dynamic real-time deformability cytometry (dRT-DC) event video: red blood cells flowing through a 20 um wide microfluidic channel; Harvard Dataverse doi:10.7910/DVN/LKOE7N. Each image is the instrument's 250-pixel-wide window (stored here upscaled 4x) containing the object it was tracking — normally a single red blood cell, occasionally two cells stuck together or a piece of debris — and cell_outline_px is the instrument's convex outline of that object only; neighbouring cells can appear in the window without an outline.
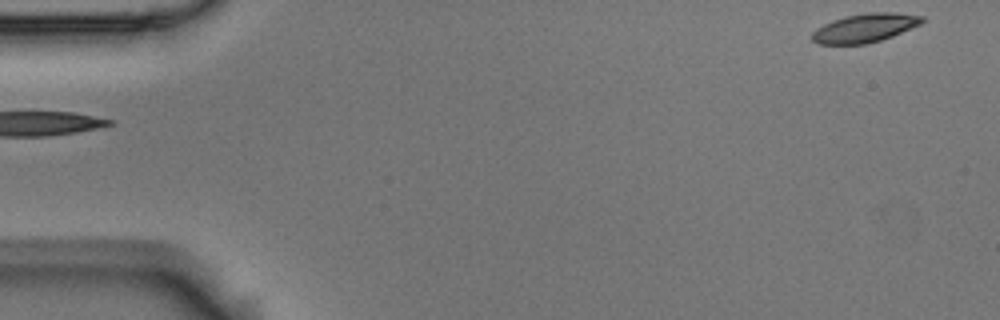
{"species": "Egyptian fruit bat (a non-hibernating species)", "species_latin": "Rousettus aegyptiacus", "temperature_condition": "room temperature", "stored_images_in_passage": 4, "segment_of_instrument_passage": [2, 2], "camera_frame_rate_fps": 3000, "um_per_image_px": 0.085, "animal": {"sex": "male"}, "frame": {"image": 1, "passage_image": 4, "time_ms": 1.0, "image_size_px": [1000, 320], "cell_outline_px": [[924, 20], [920, 24], [892, 36], [880, 40], [864, 44], [816, 44], [812, 40], [812, 32], [816, 28], [832, 20], [844, 16], [868, 12], [892, 12], [924, 16]], "centroid_in_image_um": [73.48, 2.37], "position_along_channel_um": 11.5, "area_um2": 18.38}}